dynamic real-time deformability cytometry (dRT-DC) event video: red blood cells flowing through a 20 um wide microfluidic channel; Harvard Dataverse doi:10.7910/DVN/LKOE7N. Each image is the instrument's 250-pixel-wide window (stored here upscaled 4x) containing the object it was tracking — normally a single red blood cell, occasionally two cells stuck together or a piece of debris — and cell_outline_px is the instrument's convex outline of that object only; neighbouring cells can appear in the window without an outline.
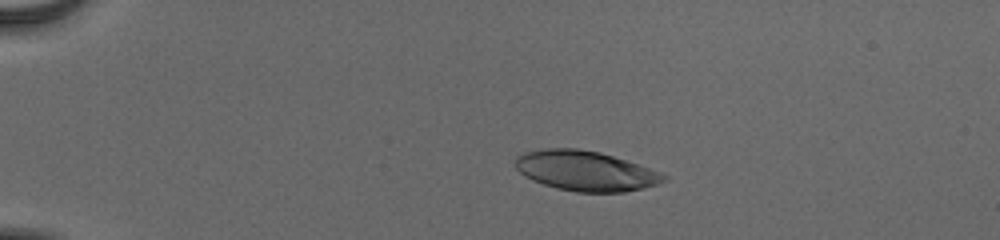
{"species": "human", "species_latin": "Homo sapiens", "temperature_condition": "cold", "stored_images_in_passage": 56, "camera_frame_rate_fps": 3000, "um_per_image_px": 0.085, "donor": {"sex": "male"}, "frame": {"image": 1, "passage_image": 14, "time_ms": 4.333, "image_size_px": [1000, 240], "cell_outline_px": [[668, 180], [660, 184], [644, 188], [624, 192], [576, 192], [556, 188], [532, 180], [524, 176], [516, 168], [516, 156], [524, 152], [544, 148], [576, 148], [600, 152], [648, 168], [668, 176]], "centroid_in_image_um": [49.76, 14.53], "position_along_channel_um": 35.2, "area_um2": 34.51}}
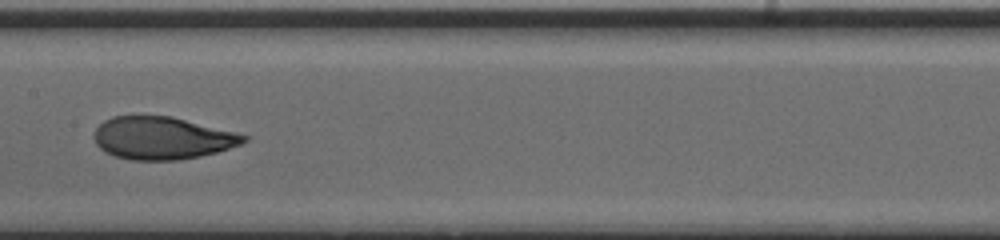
{"frame": {"image": 2, "passage_image": 32, "time_ms": 10.333, "image_size_px": [1000, 240], "cell_outline_px": [[248, 140], [240, 144], [216, 152], [200, 156], [176, 160], [128, 160], [104, 152], [96, 144], [92, 136], [96, 128], [104, 120], [112, 116], [172, 116], [248, 136]], "centroid_in_image_um": [13.72, 11.74], "position_along_channel_um": 193.7, "area_um2": 36.93}}
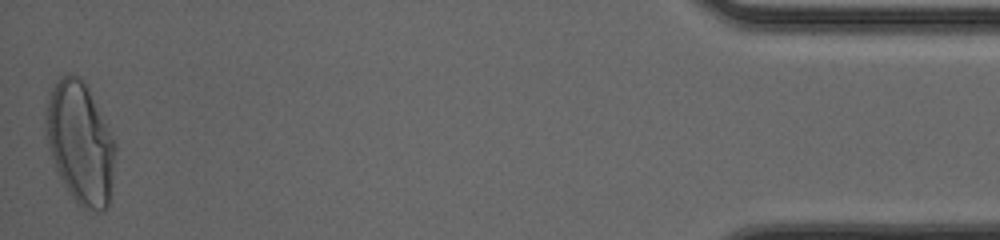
{"frame": {"image": 3, "passage_image": 56, "time_ms": 18.333, "image_size_px": [1000, 240], "cell_outline_px": [[116, 148], [112, 192], [108, 204], [104, 212], [96, 212], [84, 208], [72, 196], [64, 184], [56, 168], [48, 148], [44, 136], [44, 120], [48, 92], [56, 80], [60, 76], [68, 72], [76, 72], [84, 80], [116, 144]], "centroid_in_image_um": [6.8, 12.1], "position_along_channel_um": 428.4, "area_um2": 50.0}, "authors_computed_cell_mechanics": {"area_um2": 36.5585, "velocity_mm_per_s": 3.8796, "shape_relaxation_time_tau1_ms": 4.2662, "shape_relaxation_time_tau2_ms": 0.9245, "deformation_change_tau1": 0.2082, "deformation_change_tau2": 0.0623}}